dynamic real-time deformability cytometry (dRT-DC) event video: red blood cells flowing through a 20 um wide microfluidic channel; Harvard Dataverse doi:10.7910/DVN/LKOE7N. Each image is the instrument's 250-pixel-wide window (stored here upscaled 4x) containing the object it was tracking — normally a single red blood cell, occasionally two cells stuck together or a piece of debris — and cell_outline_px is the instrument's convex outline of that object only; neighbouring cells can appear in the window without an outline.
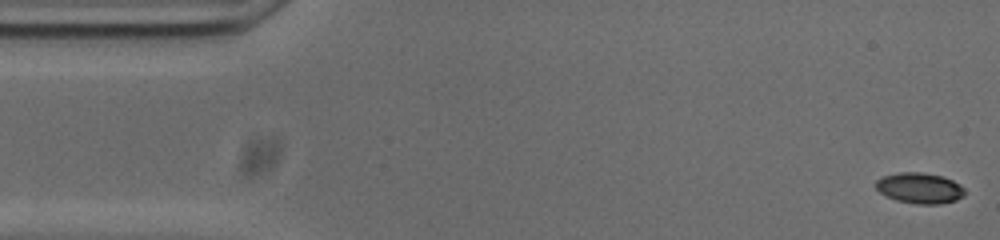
{"species": "common noctule bat (a hibernating species)", "species_latin": "Nyctalus noctula", "temperature_condition": "cold", "stored_images_in_passage": 48, "camera_frame_rate_fps": 3000, "um_per_image_px": 0.085, "animal": {"sex": "male", "body_mass_g": 20.0, "forearm_length_mm": 53.3}, "frame": {"image": 1, "passage_image": 1, "time_ms": 0.0, "image_size_px": [1000, 240], "cell_outline_px": [[964, 196], [956, 200], [940, 204], [916, 204], [896, 200], [880, 192], [876, 188], [876, 180], [884, 176], [900, 172], [920, 172], [944, 176], [960, 184], [964, 188]], "centroid_in_image_um": [78.2, 15.98], "position_along_channel_um": 6.8, "area_um2": 15.9}}
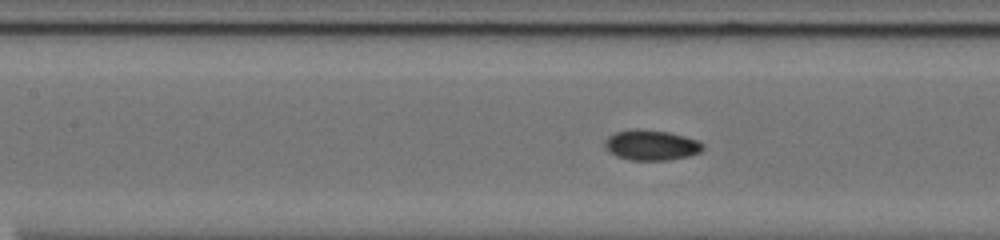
{"frame": {"image": 2, "passage_image": 22, "time_ms": 7.0, "image_size_px": [1000, 240], "cell_outline_px": [[704, 148], [700, 152], [688, 156], [668, 160], [628, 160], [616, 156], [608, 152], [604, 148], [604, 140], [608, 136], [616, 132], [632, 128], [636, 128], [668, 132], [700, 140], [704, 144]], "centroid_in_image_um": [55.33, 12.33], "position_along_channel_um": 152.1, "area_um2": 17.63}}
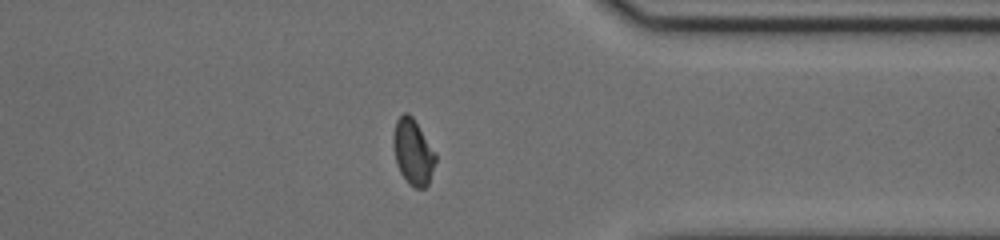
{"frame": {"image": 3, "passage_image": 41, "time_ms": 13.333, "image_size_px": [1000, 240], "cell_outline_px": [[436, 160], [428, 184], [424, 188], [416, 188], [408, 184], [400, 172], [396, 164], [392, 144], [392, 136], [396, 120], [404, 112], [408, 112], [412, 116], [436, 152]], "centroid_in_image_um": [35.09, 12.9], "position_along_channel_um": 376.3, "area_um2": 16.36}, "authors_computed_cell_mechanics": {"area_um2": 16.5597, "velocity_mm_per_s": 3.7413, "shape_relaxation_time_tau1_ms": null, "shape_relaxation_time_tau2_ms": 1.5324, "deformation_change_tau1": null, "deformation_change_tau2": 0.0427}}